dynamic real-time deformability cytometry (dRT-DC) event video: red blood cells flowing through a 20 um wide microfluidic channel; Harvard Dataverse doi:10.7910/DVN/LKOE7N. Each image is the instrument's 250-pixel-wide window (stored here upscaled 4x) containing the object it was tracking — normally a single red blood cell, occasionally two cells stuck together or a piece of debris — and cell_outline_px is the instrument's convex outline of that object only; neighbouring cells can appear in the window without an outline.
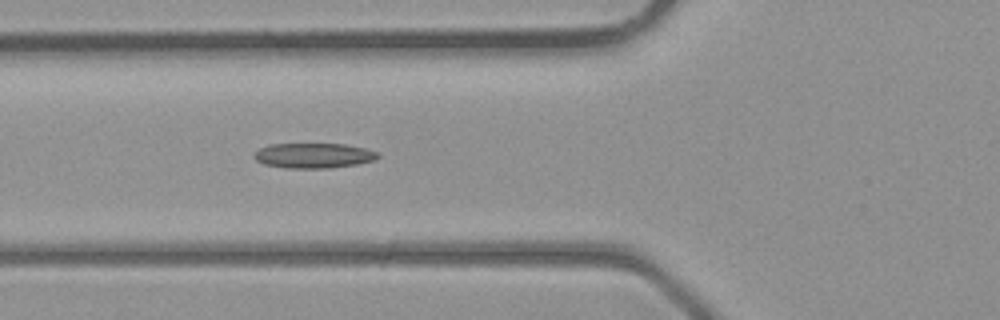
{"species": "common noctule bat (a hibernating species)", "species_latin": "Nyctalus noctula", "temperature_condition": "room temperature", "stored_images_in_passage": 10, "camera_frame_rate_fps": 3000, "um_per_image_px": 0.085, "animal": {"sex": "male", "body_mass_g": 23.1, "forearm_length_mm": 52.7}, "frame": {"image": 1, "passage_image": 5, "time_ms": 1.333, "image_size_px": [1000, 320], "cell_outline_px": [[380, 156], [376, 160], [356, 164], [328, 168], [284, 168], [264, 164], [256, 160], [252, 156], [260, 148], [268, 144], [344, 144], [364, 148], [376, 152]], "centroid_in_image_um": [26.63, 13.22], "position_along_channel_um": 99.2, "area_um2": 18.03}}
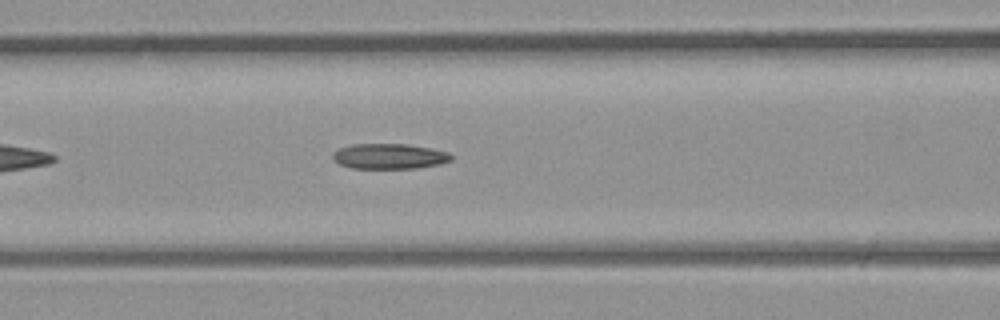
{"frame": {"image": 2, "passage_image": 7, "time_ms": 2.0, "image_size_px": [1000, 320], "cell_outline_px": [[452, 160], [440, 164], [416, 168], [352, 168], [340, 164], [332, 160], [332, 152], [340, 148], [352, 144], [408, 144], [432, 148], [448, 152], [452, 156]], "centroid_in_image_um": [33.09, 13.28], "position_along_channel_um": 133.5, "area_um2": 17.57}}